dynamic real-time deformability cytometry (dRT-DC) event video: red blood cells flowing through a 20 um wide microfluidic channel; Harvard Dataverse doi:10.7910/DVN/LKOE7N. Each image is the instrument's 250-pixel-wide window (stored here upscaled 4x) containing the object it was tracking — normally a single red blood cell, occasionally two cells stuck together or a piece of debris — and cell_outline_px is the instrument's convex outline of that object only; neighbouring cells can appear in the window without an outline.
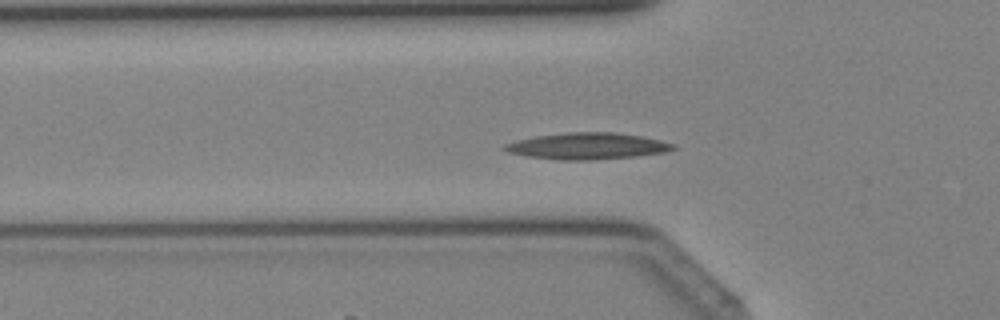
{"species": "Egyptian fruit bat (a non-hibernating species)", "species_latin": "Rousettus aegyptiacus", "temperature_condition": "cold", "stored_images_in_passage": 34, "camera_frame_rate_fps": 3000, "um_per_image_px": 0.085, "animal": {"sex": "female"}, "frame": {"image": 1, "passage_image": 7, "time_ms": 2.0, "image_size_px": [1000, 320], "cell_outline_px": [[676, 148], [664, 152], [636, 156], [596, 160], [556, 160], [528, 156], [508, 152], [500, 148], [504, 144], [516, 140], [536, 136], [568, 132], [616, 132], [640, 136], [660, 140], [676, 144]], "centroid_in_image_um": [49.9, 12.42], "position_along_channel_um": 75.9, "area_um2": 26.13}}
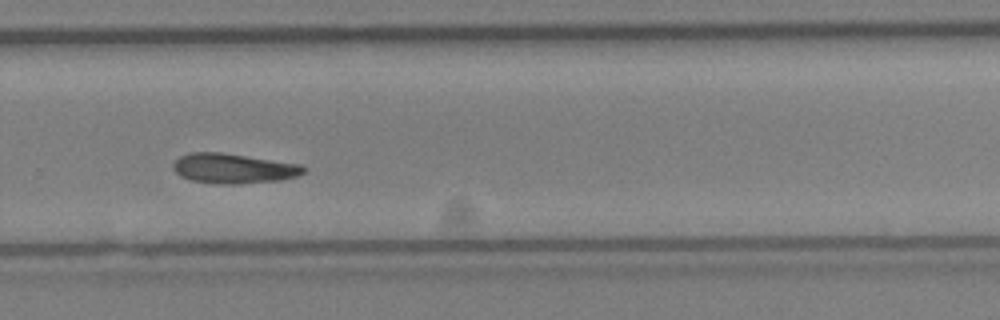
{"frame": {"image": 2, "passage_image": 21, "time_ms": 6.667, "image_size_px": [1000, 320], "cell_outline_px": [[308, 168], [304, 172], [296, 176], [280, 180], [240, 184], [216, 184], [192, 180], [180, 176], [172, 168], [172, 164], [180, 156], [188, 152], [220, 152], [300, 164]], "centroid_in_image_um": [19.82, 14.32], "position_along_channel_um": 310.0, "area_um2": 22.77}}
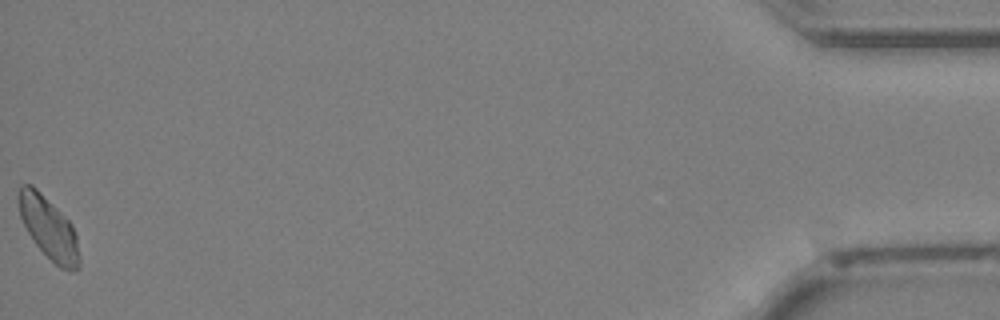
{"frame": {"image": 3, "passage_image": 34, "time_ms": 11.0, "image_size_px": [1000, 320], "cell_outline_px": [[80, 268], [76, 272], [72, 272], [60, 268], [36, 244], [28, 232], [20, 216], [16, 196], [20, 184], [32, 184], [72, 224], [76, 236], [80, 256]], "centroid_in_image_um": [4.14, 19.38], "position_along_channel_um": 431.1, "area_um2": 21.96}}